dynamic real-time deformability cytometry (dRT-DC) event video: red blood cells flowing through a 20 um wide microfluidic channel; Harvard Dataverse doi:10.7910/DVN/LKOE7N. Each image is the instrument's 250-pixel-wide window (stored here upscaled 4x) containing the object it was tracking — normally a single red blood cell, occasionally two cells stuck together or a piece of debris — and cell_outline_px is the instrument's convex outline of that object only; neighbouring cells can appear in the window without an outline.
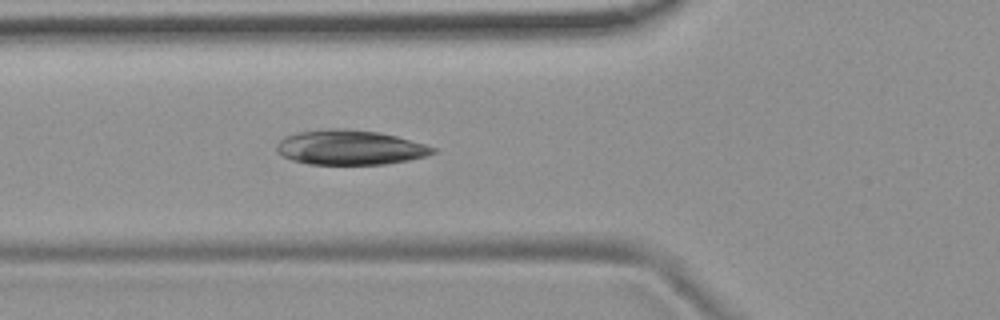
{"species": "common noctule bat (a hibernating species)", "species_latin": "Nyctalus noctula", "temperature_condition": "room temperature", "stored_images_in_passage": 2, "camera_frame_rate_fps": 3000, "um_per_image_px": 0.085, "animal": {"sex": "female", "body_mass_g": 19.9}, "frame": {"image": 1, "passage_image": 2, "time_ms": 1.0, "image_size_px": [1000, 320], "cell_outline_px": [[436, 152], [424, 156], [408, 160], [388, 164], [308, 164], [292, 160], [276, 152], [276, 144], [284, 136], [300, 132], [328, 128], [344, 128], [380, 132], [396, 136], [424, 144], [436, 148]], "centroid_in_image_um": [29.72, 12.53], "position_along_channel_um": 96.1, "area_um2": 31.62}}